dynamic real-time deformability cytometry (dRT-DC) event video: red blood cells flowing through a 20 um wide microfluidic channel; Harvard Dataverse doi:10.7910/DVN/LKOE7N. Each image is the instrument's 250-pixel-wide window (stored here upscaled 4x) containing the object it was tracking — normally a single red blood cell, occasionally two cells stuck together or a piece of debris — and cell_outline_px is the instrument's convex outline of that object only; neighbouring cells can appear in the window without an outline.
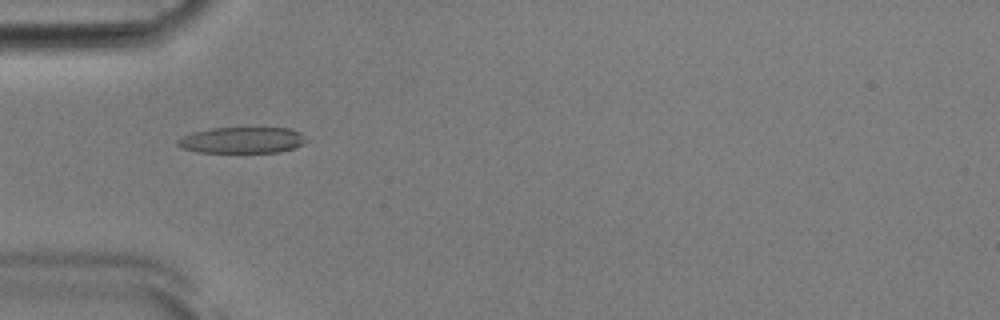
{"species": "Egyptian fruit bat (a non-hibernating species)", "species_latin": "Rousettus aegyptiacus", "temperature_condition": "room temperature", "stored_images_in_passage": 53, "camera_frame_rate_fps": 3000, "um_per_image_px": 0.085, "animal": {"sex": "male"}, "frame": {"image": 1, "passage_image": 17, "time_ms": 5.333, "image_size_px": [1000, 320], "cell_outline_px": [[308, 140], [304, 144], [280, 152], [196, 152], [180, 148], [176, 144], [176, 140], [192, 132], [212, 128], [292, 128], [300, 132]], "centroid_in_image_um": [20.57, 11.91], "position_along_channel_um": 64.4, "area_um2": 19.71}}
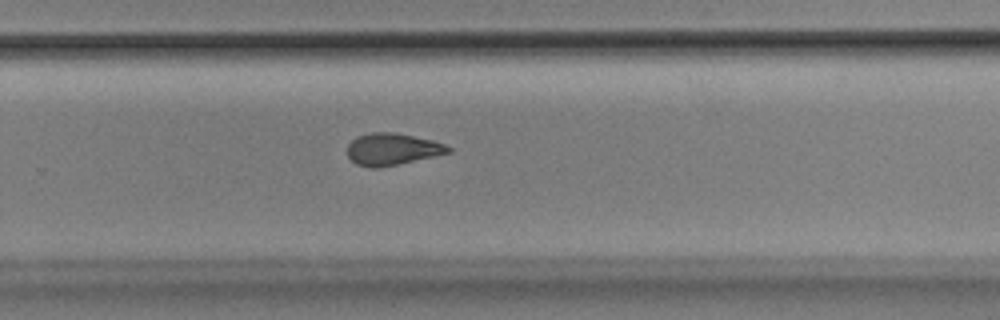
{"frame": {"image": 2, "passage_image": 35, "time_ms": 11.333, "image_size_px": [1000, 320], "cell_outline_px": [[452, 152], [436, 156], [376, 168], [372, 168], [356, 164], [348, 156], [348, 144], [356, 136], [372, 132], [392, 132], [432, 140], [444, 144], [452, 148]], "centroid_in_image_um": [33.34, 12.68], "position_along_channel_um": 296.5, "area_um2": 18.61}}
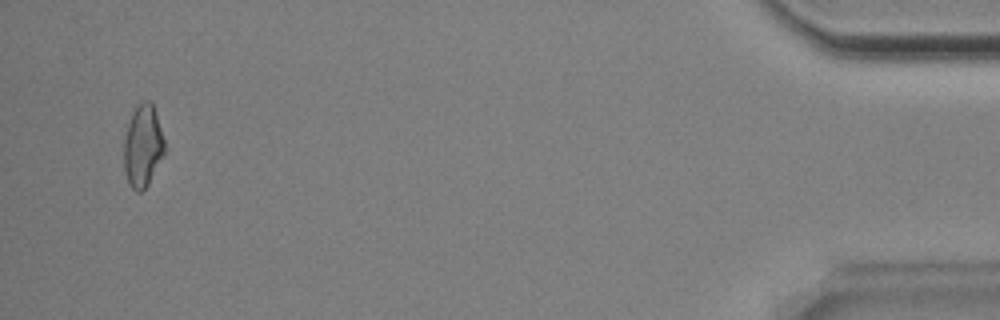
{"frame": {"image": 3, "passage_image": 51, "time_ms": 16.667, "image_size_px": [1000, 320], "cell_outline_px": [[164, 156], [148, 184], [140, 192], [136, 192], [128, 184], [124, 168], [124, 140], [128, 124], [132, 112], [136, 104], [144, 100], [148, 100], [152, 104], [164, 140]], "centroid_in_image_um": [12.12, 12.43], "position_along_channel_um": 423.1, "area_um2": 19.36}, "authors_computed_cell_mechanics": {"area_um2": 19.2474, "velocity_mm_per_s": 3.8918, "shape_relaxation_time_tau1_ms": 5.3435, "shape_relaxation_time_tau2_ms": 2.3131, "deformation_change_tau1": 0.1903, "deformation_change_tau2": 0.1057}}